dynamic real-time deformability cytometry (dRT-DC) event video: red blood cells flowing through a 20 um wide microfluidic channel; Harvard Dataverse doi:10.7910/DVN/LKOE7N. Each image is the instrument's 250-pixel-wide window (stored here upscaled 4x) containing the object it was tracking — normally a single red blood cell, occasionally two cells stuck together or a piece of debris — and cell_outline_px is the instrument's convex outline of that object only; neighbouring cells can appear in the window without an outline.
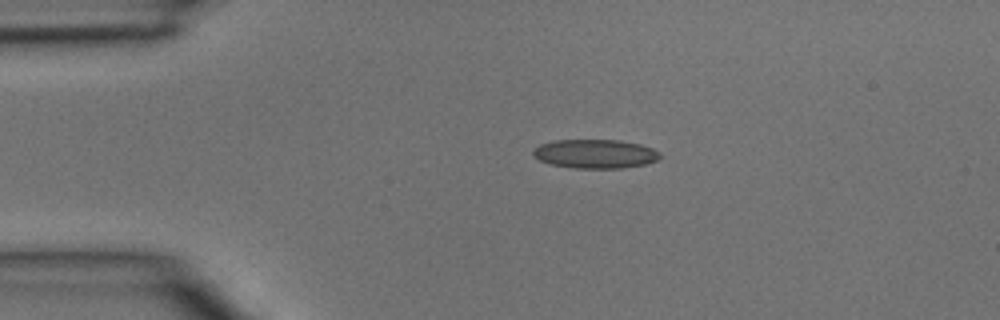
{"species": "common noctule bat (a hibernating species)", "species_latin": "Nyctalus noctula", "temperature_condition": "room temperature", "stored_images_in_passage": 2, "camera_frame_rate_fps": 3000, "um_per_image_px": 0.085, "animal": {"sex": "male", "body_mass_g": 15.6}, "frame": {"image": 1, "passage_image": 1, "time_ms": 0.0, "image_size_px": [1000, 320], "cell_outline_px": [[660, 156], [656, 160], [644, 164], [620, 168], [572, 168], [548, 164], [532, 156], [532, 148], [540, 144], [556, 140], [620, 140], [640, 144], [652, 148], [660, 152]], "centroid_in_image_um": [50.53, 13.07], "position_along_channel_um": 34.5, "area_um2": 21.5}}